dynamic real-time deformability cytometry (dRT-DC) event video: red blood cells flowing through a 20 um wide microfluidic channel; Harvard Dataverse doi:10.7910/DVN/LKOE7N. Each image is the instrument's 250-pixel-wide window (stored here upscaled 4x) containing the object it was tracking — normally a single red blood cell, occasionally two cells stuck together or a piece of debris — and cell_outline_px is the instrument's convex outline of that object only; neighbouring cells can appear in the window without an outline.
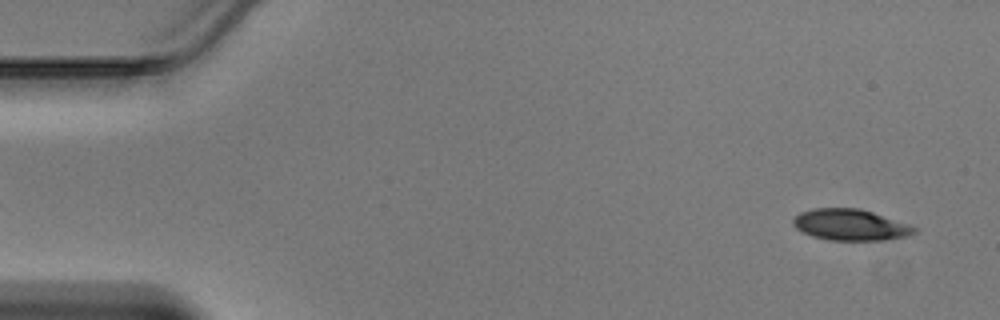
{"species": "Egyptian fruit bat (a non-hibernating species)", "species_latin": "Rousettus aegyptiacus", "temperature_condition": "warm", "stored_images_in_passage": 45, "camera_frame_rate_fps": 3000, "um_per_image_px": 0.085, "animal": {"sex": "male"}, "frame": {"image": 1, "passage_image": 2, "time_ms": 0.333, "image_size_px": [1000, 320], "cell_outline_px": [[916, 232], [908, 236], [884, 240], [832, 240], [812, 236], [796, 228], [792, 224], [792, 220], [800, 212], [816, 208], [860, 208], [908, 224], [916, 228]], "centroid_in_image_um": [72.27, 19.11], "position_along_channel_um": 12.7, "area_um2": 21.85}}
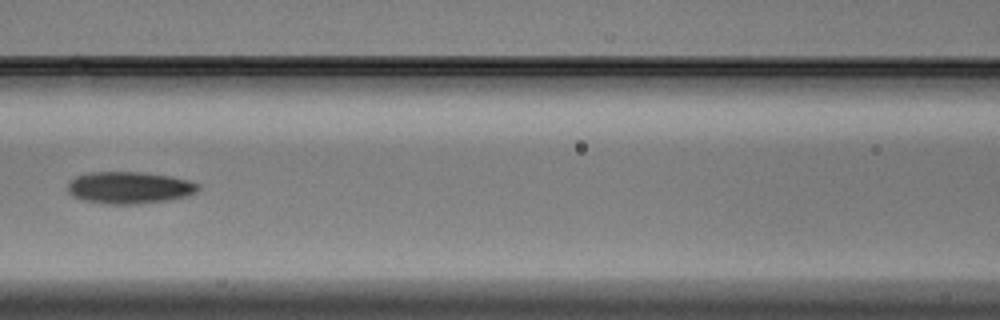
{"frame": {"image": 2, "passage_image": 20, "time_ms": 6.333, "image_size_px": [1000, 320], "cell_outline_px": [[200, 188], [196, 192], [188, 196], [164, 200], [132, 204], [108, 204], [84, 200], [72, 196], [68, 192], [68, 180], [76, 176], [88, 172], [144, 172], [172, 176], [188, 180], [200, 184]], "centroid_in_image_um": [10.98, 15.93], "position_along_channel_um": 155.6, "area_um2": 24.39}}
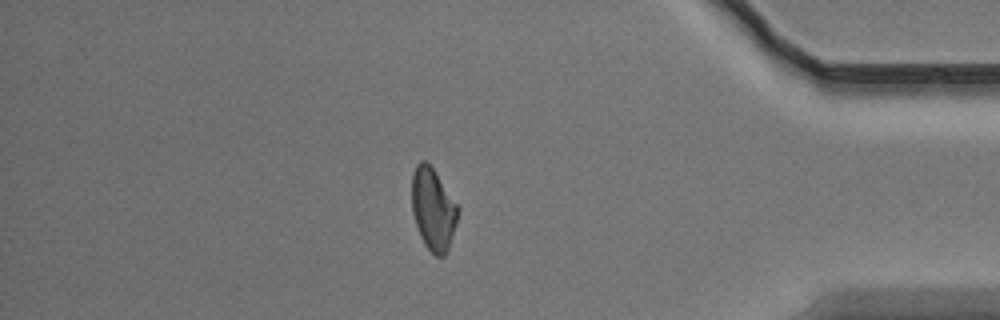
{"frame": {"image": 3, "passage_image": 39, "time_ms": 12.667, "image_size_px": [1000, 320], "cell_outline_px": [[460, 208], [456, 224], [448, 248], [444, 256], [436, 256], [424, 244], [420, 236], [412, 212], [412, 172], [416, 164], [420, 160], [424, 160], [432, 168]], "centroid_in_image_um": [36.81, 17.77], "position_along_channel_um": 398.4, "area_um2": 21.85}}